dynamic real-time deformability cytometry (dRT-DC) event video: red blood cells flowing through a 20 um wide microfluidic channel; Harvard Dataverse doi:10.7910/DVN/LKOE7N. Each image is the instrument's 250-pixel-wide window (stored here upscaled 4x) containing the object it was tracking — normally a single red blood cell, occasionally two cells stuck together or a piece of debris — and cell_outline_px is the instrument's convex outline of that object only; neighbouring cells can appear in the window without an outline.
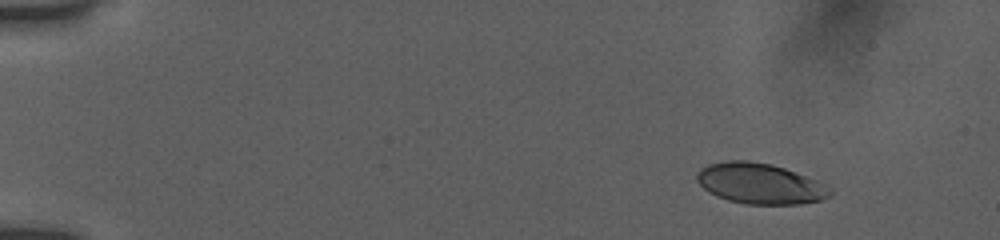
{"species": "human", "species_latin": "Homo sapiens", "temperature_condition": "room temperature", "stored_images_in_passage": 48, "camera_frame_rate_fps": 3000, "um_per_image_px": 0.085, "donor": {"sex": "female"}, "frame": {"image": 1, "passage_image": 1, "time_ms": 0.0, "image_size_px": [1000, 240], "cell_outline_px": [[832, 196], [820, 200], [800, 204], [744, 204], [728, 200], [716, 196], [708, 192], [696, 180], [696, 176], [700, 168], [708, 164], [728, 160], [748, 160], [772, 164], [784, 168], [816, 180], [832, 188]], "centroid_in_image_um": [64.59, 15.6], "position_along_channel_um": 20.4, "area_um2": 31.67}}
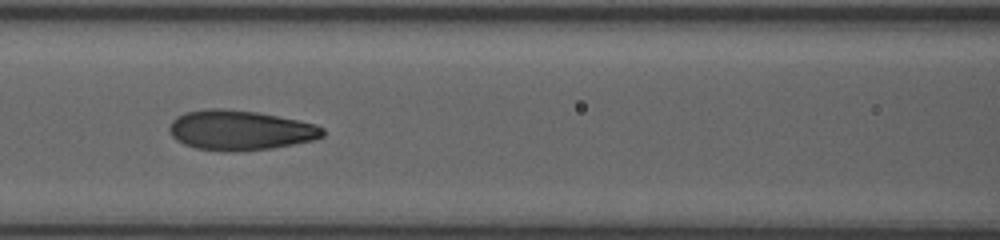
{"frame": {"image": 2, "passage_image": 20, "time_ms": 6.333, "image_size_px": [1000, 240], "cell_outline_px": [[324, 136], [312, 140], [272, 148], [232, 152], [224, 152], [196, 148], [184, 144], [176, 140], [172, 136], [168, 128], [172, 120], [176, 116], [184, 112], [208, 108], [224, 108], [256, 112], [316, 124], [324, 128]], "centroid_in_image_um": [20.36, 11.07], "position_along_channel_um": 146.2, "area_um2": 35.72}}
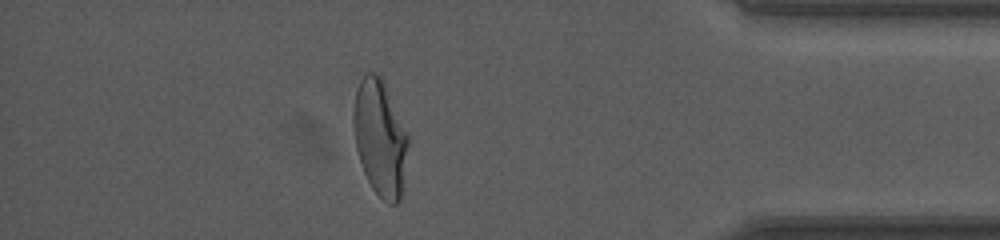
{"frame": {"image": 3, "passage_image": 42, "time_ms": 13.667, "image_size_px": [1000, 240], "cell_outline_px": [[408, 144], [400, 200], [396, 204], [392, 204], [384, 200], [372, 188], [364, 172], [356, 148], [352, 120], [352, 116], [356, 88], [364, 72], [376, 72], [380, 76], [408, 136]], "centroid_in_image_um": [32.26, 11.7], "position_along_channel_um": 402.9, "area_um2": 36.3}, "authors_computed_cell_mechanics": {"area_um2": 35.3158, "velocity_mm_per_s": 3.9254, "shape_relaxation_time_tau1_ms": 4.8013, "shape_relaxation_time_tau2_ms": 0.9166, "deformation_change_tau1": 0.2056, "deformation_change_tau2": 0.0772}}